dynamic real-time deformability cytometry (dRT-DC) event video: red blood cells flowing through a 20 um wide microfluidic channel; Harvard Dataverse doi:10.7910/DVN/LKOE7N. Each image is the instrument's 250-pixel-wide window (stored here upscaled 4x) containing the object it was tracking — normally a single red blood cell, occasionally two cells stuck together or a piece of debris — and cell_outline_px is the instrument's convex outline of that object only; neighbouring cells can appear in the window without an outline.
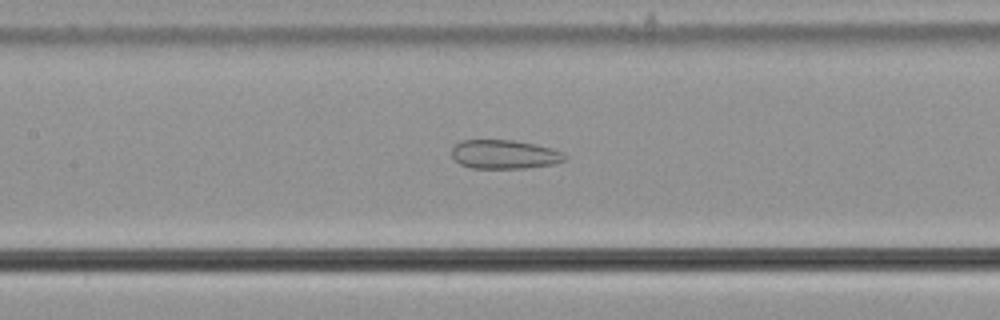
{"species": "common noctule bat (a hibernating species)", "species_latin": "Nyctalus noctula", "temperature_condition": "cold", "stored_images_in_passage": 57, "camera_frame_rate_fps": 3000, "um_per_image_px": 0.085, "animal": {"sex": "male", "body_mass_g": 21.5, "forearm_length_mm": 52.0}, "frame": {"image": 1, "passage_image": 27, "time_ms": 8.667, "image_size_px": [1000, 320], "cell_outline_px": [[568, 156], [564, 160], [552, 164], [524, 168], [472, 168], [460, 164], [452, 156], [452, 148], [460, 140], [512, 140], [552, 148]], "centroid_in_image_um": [42.84, 13.12], "position_along_channel_um": 164.6, "area_um2": 18.84}}
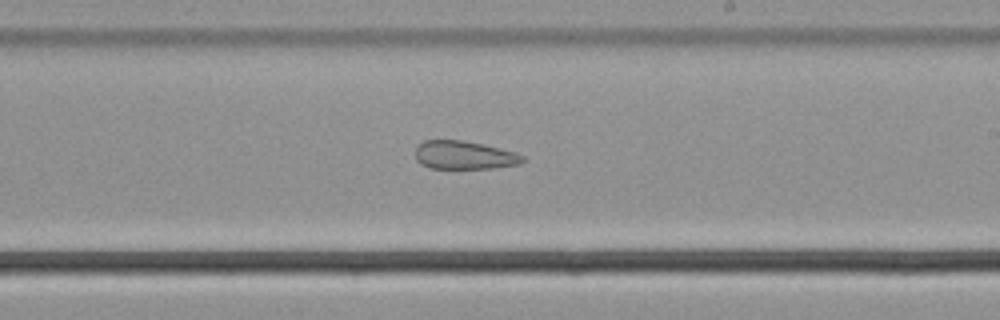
{"frame": {"image": 2, "passage_image": 34, "time_ms": 11.0, "image_size_px": [1000, 320], "cell_outline_px": [[524, 160], [520, 164], [496, 168], [432, 168], [420, 164], [416, 160], [416, 144], [424, 140], [460, 140], [480, 144], [516, 152], [524, 156]], "centroid_in_image_um": [39.44, 13.19], "position_along_channel_um": 249.6, "area_um2": 17.69}}
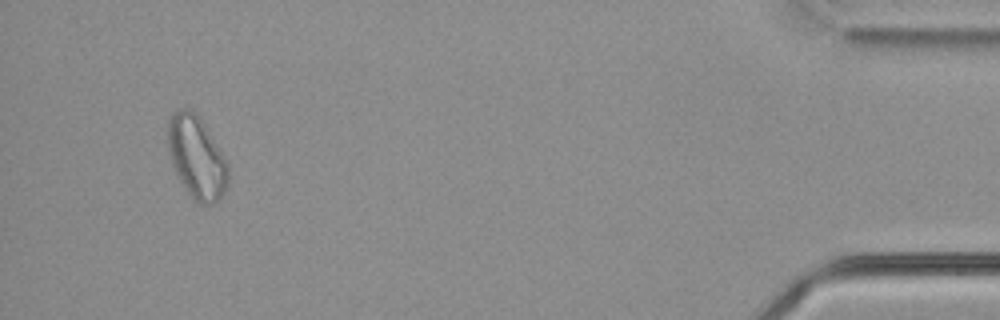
{"frame": {"image": 3, "passage_image": 54, "time_ms": 17.667, "image_size_px": [1000, 320], "cell_outline_px": [[228, 184], [224, 192], [212, 204], [200, 204], [192, 200], [180, 180], [172, 164], [168, 152], [168, 120], [172, 112], [180, 108], [188, 108], [196, 112], [200, 116], [228, 164]], "centroid_in_image_um": [16.7, 13.35], "position_along_channel_um": 418.5, "area_um2": 29.02}, "authors_computed_cell_mechanics": {"area_um2": 25.3164, "velocity_mm_per_s": 3.6566, "shape_relaxation_time_tau1_ms": null, "shape_relaxation_time_tau2_ms": 2.8738, "deformation_change_tau1": null, "deformation_change_tau2": 0.1042}}